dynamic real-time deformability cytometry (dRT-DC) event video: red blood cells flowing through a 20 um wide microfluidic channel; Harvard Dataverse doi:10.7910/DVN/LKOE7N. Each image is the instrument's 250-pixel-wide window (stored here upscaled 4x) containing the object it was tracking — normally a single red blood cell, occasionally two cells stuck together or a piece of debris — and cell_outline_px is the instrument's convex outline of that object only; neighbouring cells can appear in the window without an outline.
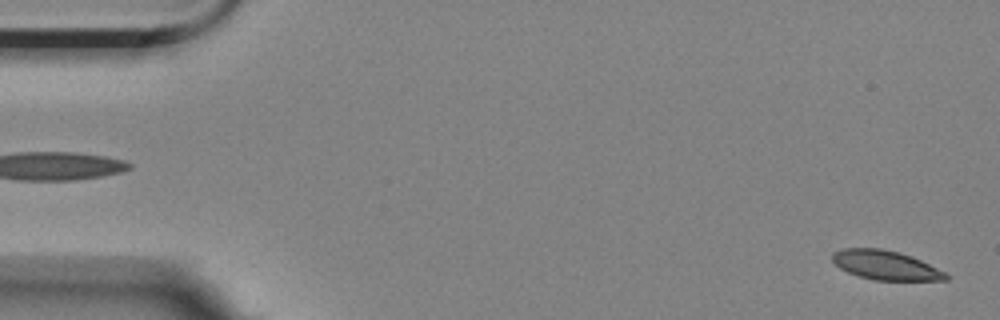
{"species": "Egyptian fruit bat (a non-hibernating species)", "species_latin": "Rousettus aegyptiacus", "temperature_condition": "room temperature", "stored_images_in_passage": 57, "segment_of_instrument_passage": [1, 2], "camera_frame_rate_fps": 3000, "um_per_image_px": 0.085, "animal": {"sex": "female"}, "frame": {"image": 1, "passage_image": 1, "time_ms": 0.0, "image_size_px": [1000, 320], "cell_outline_px": [[948, 280], [872, 280], [848, 272], [840, 268], [832, 260], [832, 252], [840, 248], [880, 248], [900, 252], [912, 256], [944, 272], [948, 276]], "centroid_in_image_um": [75.23, 22.52], "position_along_channel_um": 9.8, "area_um2": 19.25}}
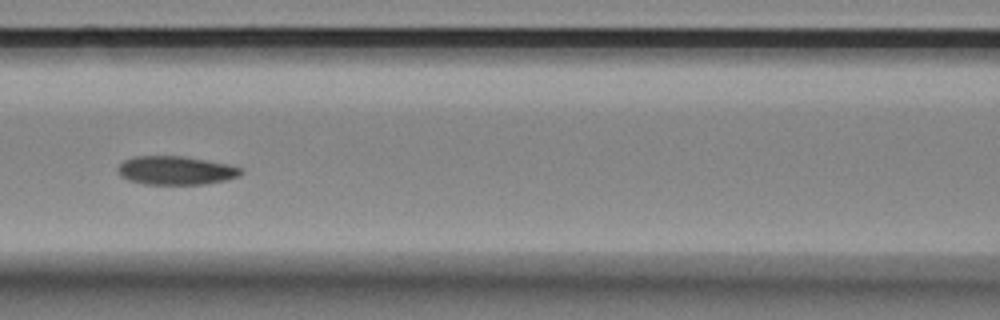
{"frame": {"image": 2, "passage_image": 24, "time_ms": 7.667, "image_size_px": [1000, 320], "cell_outline_px": [[244, 172], [240, 176], [224, 180], [204, 184], [144, 184], [128, 180], [120, 176], [116, 172], [116, 168], [124, 160], [132, 156], [184, 156], [228, 164], [240, 168]], "centroid_in_image_um": [14.9, 14.48], "position_along_channel_um": 151.7, "area_um2": 20.63}}
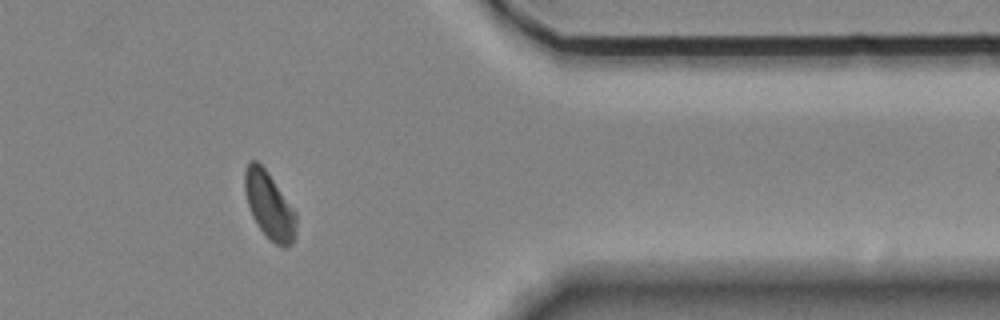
{"frame": {"image": 3, "passage_image": 46, "time_ms": 15.0, "image_size_px": [1000, 320], "cell_outline_px": [[296, 236], [292, 244], [284, 248], [268, 240], [252, 216], [244, 192], [244, 172], [248, 160], [256, 160], [268, 172], [296, 212]], "centroid_in_image_um": [22.89, 17.47], "position_along_channel_um": 388.5, "area_um2": 20.23}}